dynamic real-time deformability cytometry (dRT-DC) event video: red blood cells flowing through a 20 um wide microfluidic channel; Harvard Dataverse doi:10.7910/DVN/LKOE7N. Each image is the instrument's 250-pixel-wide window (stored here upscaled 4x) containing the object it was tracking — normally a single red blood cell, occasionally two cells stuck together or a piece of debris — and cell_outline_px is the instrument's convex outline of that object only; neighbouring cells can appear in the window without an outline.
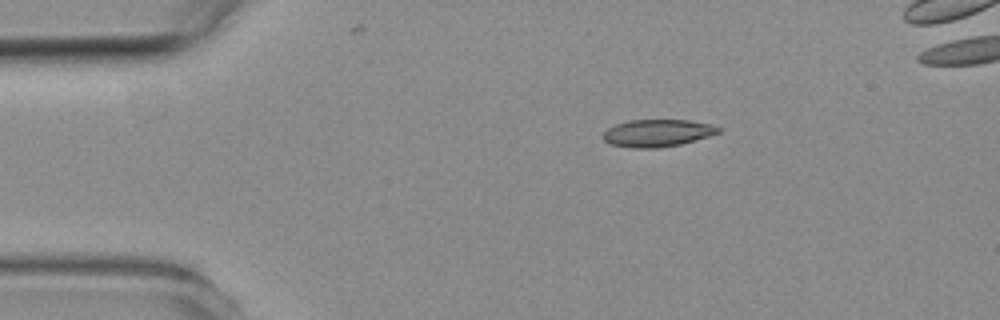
{"species": "common noctule bat (a hibernating species)", "species_latin": "Nyctalus noctula", "temperature_condition": "room temperature", "stored_images_in_passage": 3, "camera_frame_rate_fps": 3000, "um_per_image_px": 0.085, "animal": {"sex": "female", "body_mass_g": 19.3, "forearm_length_mm": 54.1}, "frame": {"image": 1, "passage_image": 1, "time_ms": 0.0, "image_size_px": [1000, 320], "cell_outline_px": [[720, 132], [708, 136], [680, 144], [656, 148], [632, 148], [612, 144], [604, 140], [604, 132], [608, 128], [616, 124], [628, 120], [688, 120], [708, 124], [720, 128]], "centroid_in_image_um": [55.85, 11.31], "position_along_channel_um": 29.1, "area_um2": 18.03}}